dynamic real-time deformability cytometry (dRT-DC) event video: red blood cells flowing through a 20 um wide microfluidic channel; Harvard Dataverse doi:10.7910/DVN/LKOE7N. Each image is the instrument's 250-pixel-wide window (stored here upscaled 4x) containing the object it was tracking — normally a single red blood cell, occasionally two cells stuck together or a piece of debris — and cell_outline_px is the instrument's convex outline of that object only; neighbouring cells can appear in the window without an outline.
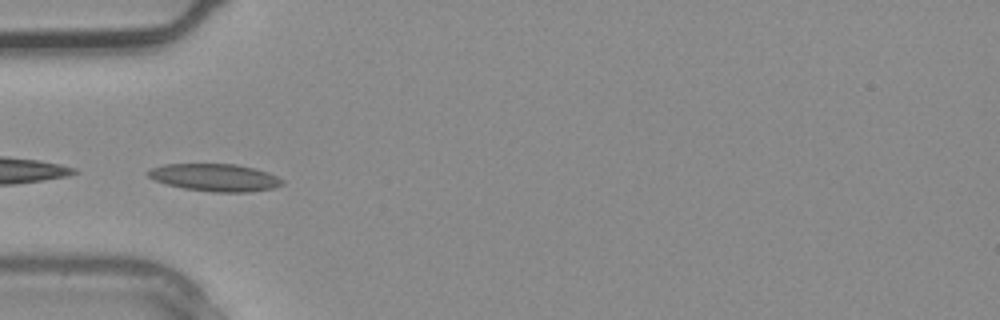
{"species": "common noctule bat (a hibernating species)", "species_latin": "Nyctalus noctula", "temperature_condition": "warm", "stored_images_in_passage": 3, "camera_frame_rate_fps": 3000, "um_per_image_px": 0.085, "animal": {"sex": "male", "body_mass_g": 20.4}, "frame": {"image": 1, "passage_image": 3, "time_ms": 0.667, "image_size_px": [1000, 320], "cell_outline_px": [[284, 184], [276, 188], [248, 192], [212, 192], [184, 188], [168, 184], [156, 180], [148, 176], [148, 172], [152, 168], [164, 164], [236, 164], [268, 172], [284, 180]], "centroid_in_image_um": [18.33, 15.09], "position_along_channel_um": 66.7, "area_um2": 21.33}}